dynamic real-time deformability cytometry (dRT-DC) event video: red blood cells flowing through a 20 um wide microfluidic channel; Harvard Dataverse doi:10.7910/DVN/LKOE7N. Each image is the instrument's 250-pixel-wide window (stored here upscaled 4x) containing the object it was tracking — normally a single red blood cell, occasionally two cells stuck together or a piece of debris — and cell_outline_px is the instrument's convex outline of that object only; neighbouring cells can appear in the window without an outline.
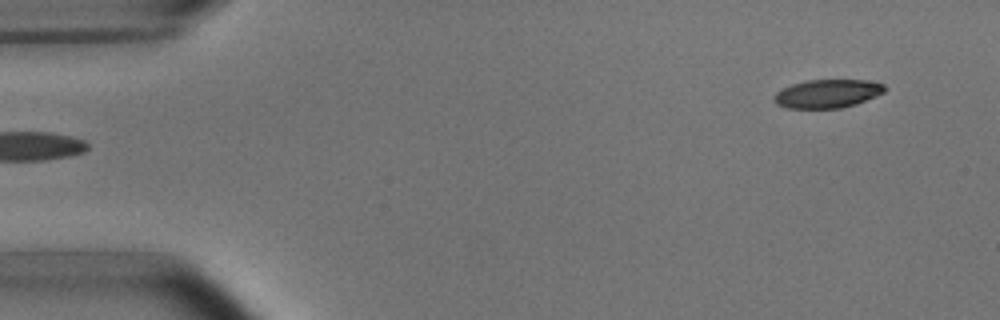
{"species": "common noctule bat (a hibernating species)", "species_latin": "Nyctalus noctula", "temperature_condition": "room temperature", "stored_images_in_passage": 5, "segment_of_instrument_passage": [2, 2], "camera_frame_rate_fps": 3000, "um_per_image_px": 0.085, "animal": {"sex": "male", "body_mass_g": 15.6}, "frame": {"image": 1, "passage_image": 5, "time_ms": 4.667, "image_size_px": [1000, 320], "cell_outline_px": [[888, 88], [884, 92], [876, 96], [856, 104], [840, 108], [788, 108], [776, 104], [772, 100], [772, 96], [776, 92], [792, 84], [808, 80], [864, 80], [884, 84]], "centroid_in_image_um": [70.32, 7.96], "position_along_channel_um": 14.7, "area_um2": 18.38}}